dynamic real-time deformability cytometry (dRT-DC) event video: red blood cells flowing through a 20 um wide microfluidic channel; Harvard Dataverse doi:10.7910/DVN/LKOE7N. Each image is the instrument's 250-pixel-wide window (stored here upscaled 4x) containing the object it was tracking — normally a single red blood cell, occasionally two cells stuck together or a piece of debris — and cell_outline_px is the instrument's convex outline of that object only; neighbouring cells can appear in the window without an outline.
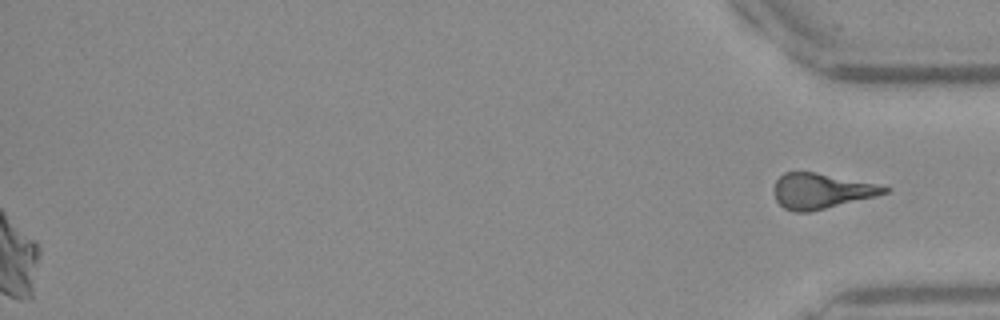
{"species": "Egyptian fruit bat (a non-hibernating species)", "species_latin": "Rousettus aegyptiacus", "temperature_condition": "warm", "stored_images_in_passage": 37, "camera_frame_rate_fps": 3000, "um_per_image_px": 0.085, "frame": {"image": 1, "passage_image": 37, "time_ms": 12.0, "image_size_px": [1000, 320], "cell_outline_px": [[892, 188], [888, 192], [876, 196], [808, 212], [792, 212], [784, 208], [776, 200], [772, 192], [772, 188], [776, 180], [784, 172], [816, 172], [876, 184]], "centroid_in_image_um": [69.76, 16.23], "position_along_channel_um": 365.4, "area_um2": 22.72}}